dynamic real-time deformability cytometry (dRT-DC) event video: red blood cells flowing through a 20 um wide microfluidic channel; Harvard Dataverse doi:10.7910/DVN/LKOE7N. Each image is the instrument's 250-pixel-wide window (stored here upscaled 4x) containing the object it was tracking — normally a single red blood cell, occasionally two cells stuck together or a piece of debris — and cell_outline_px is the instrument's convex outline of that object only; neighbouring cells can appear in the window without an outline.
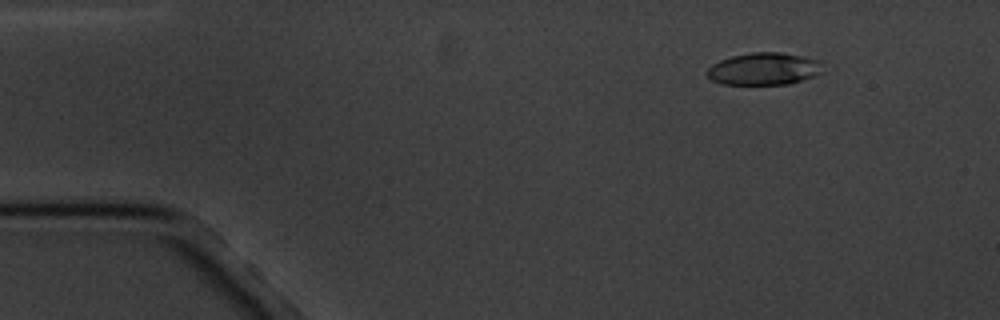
{"species": "common noctule bat (a hibernating species)", "species_latin": "Nyctalus noctula", "temperature_condition": "cold", "stored_images_in_passage": 3, "camera_frame_rate_fps": 3000, "um_per_image_px": 0.085, "animal": {"sex": "male", "body_mass_g": 20.1, "forearm_length_mm": 53.5}, "frame": {"image": 1, "passage_image": 2, "time_ms": 1.0, "image_size_px": [1000, 320], "cell_outline_px": [[824, 72], [816, 76], [788, 84], [720, 84], [712, 80], [704, 72], [712, 64], [720, 60], [732, 56], [752, 52], [780, 52], [804, 56], [820, 60]], "centroid_in_image_um": [64.95, 5.85], "position_along_channel_um": 20.0, "area_um2": 22.02}}